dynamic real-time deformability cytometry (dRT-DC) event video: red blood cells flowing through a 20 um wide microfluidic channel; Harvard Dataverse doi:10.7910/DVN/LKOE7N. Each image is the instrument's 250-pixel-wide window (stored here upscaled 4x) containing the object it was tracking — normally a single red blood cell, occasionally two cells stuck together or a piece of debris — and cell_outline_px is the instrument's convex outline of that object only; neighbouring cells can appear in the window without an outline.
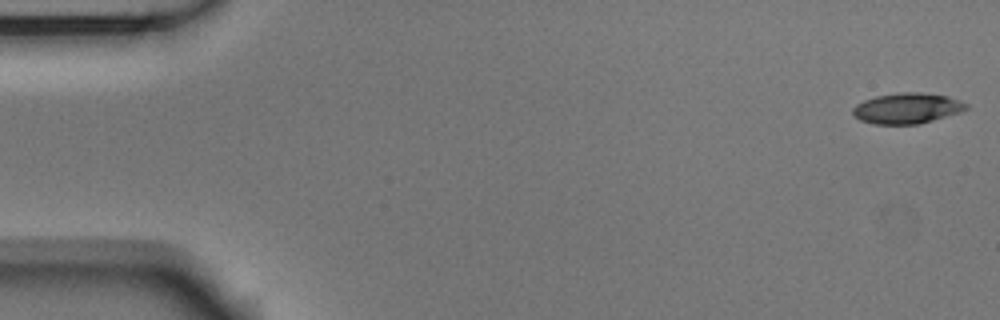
{"species": "Egyptian fruit bat (a non-hibernating species)", "species_latin": "Rousettus aegyptiacus", "temperature_condition": "room temperature", "stored_images_in_passage": 53, "camera_frame_rate_fps": 3000, "um_per_image_px": 0.085, "animal": {"sex": "male"}, "frame": {"image": 1, "passage_image": 1, "time_ms": 0.0, "image_size_px": [1000, 320], "cell_outline_px": [[968, 108], [960, 112], [920, 124], [872, 124], [860, 120], [852, 112], [852, 108], [856, 104], [864, 100], [876, 96], [900, 92], [916, 92], [948, 96], [960, 100], [968, 104]], "centroid_in_image_um": [77.1, 9.2], "position_along_channel_um": 7.9, "area_um2": 20.23}}
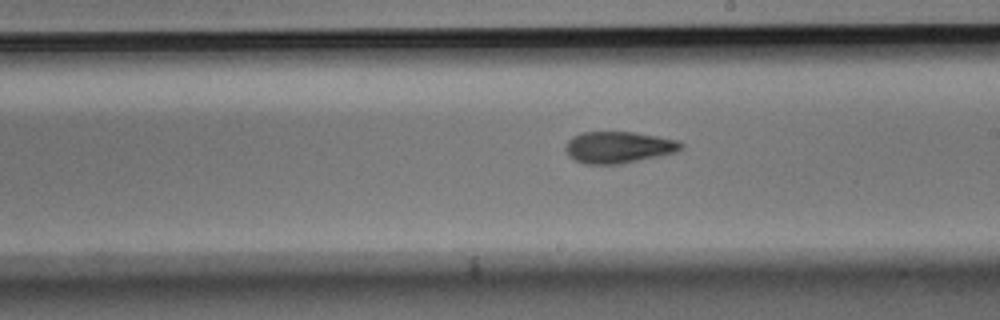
{"frame": {"image": 2, "passage_image": 30, "time_ms": 9.667, "image_size_px": [1000, 320], "cell_outline_px": [[684, 144], [676, 152], [620, 164], [584, 164], [568, 156], [564, 148], [568, 140], [572, 136], [580, 132], [632, 132], [656, 136], [676, 140]], "centroid_in_image_um": [52.51, 12.52], "position_along_channel_um": 236.5, "area_um2": 21.15}}
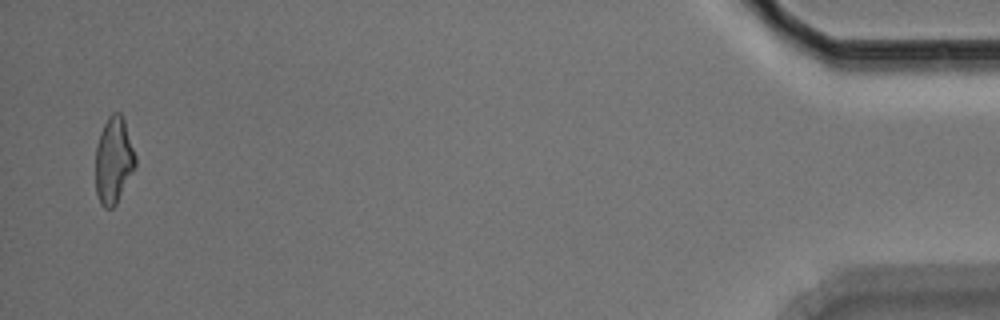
{"frame": {"image": 3, "passage_image": 52, "time_ms": 17.0, "image_size_px": [1000, 320], "cell_outline_px": [[136, 164], [116, 204], [112, 208], [104, 208], [100, 204], [96, 192], [96, 144], [100, 132], [108, 116], [112, 112], [120, 112], [124, 116], [136, 156]], "centroid_in_image_um": [9.66, 13.58], "position_along_channel_um": 425.5, "area_um2": 20.23}, "authors_computed_cell_mechanics": {"area_um2": 20.7502, "velocity_mm_per_s": 3.7689, "shape_relaxation_time_tau1_ms": 5.6565, "shape_relaxation_time_tau2_ms": 3.8669, "deformation_change_tau1": 0.192, "deformation_change_tau2": 0.1226}}